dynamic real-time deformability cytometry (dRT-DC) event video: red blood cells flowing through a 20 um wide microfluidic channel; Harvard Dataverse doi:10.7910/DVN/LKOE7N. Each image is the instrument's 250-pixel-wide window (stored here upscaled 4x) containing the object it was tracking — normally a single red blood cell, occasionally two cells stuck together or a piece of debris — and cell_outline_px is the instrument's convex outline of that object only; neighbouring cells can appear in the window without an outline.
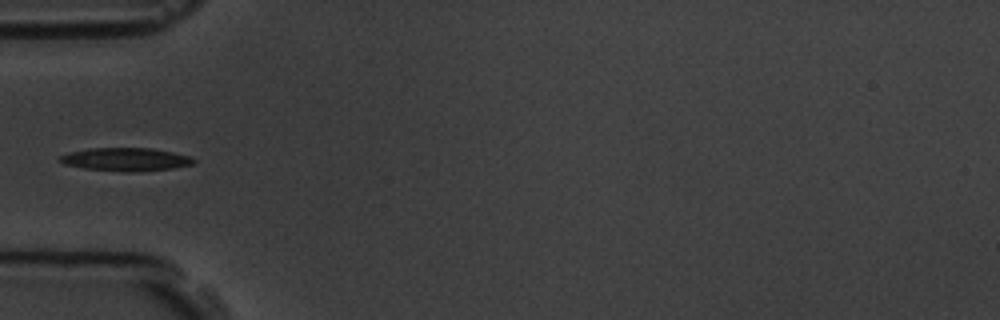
{"species": "common noctule bat (a hibernating species)", "species_latin": "Nyctalus noctula", "temperature_condition": "room temperature", "stored_images_in_passage": 11, "camera_frame_rate_fps": 3000, "um_per_image_px": 0.085, "animal": {"sex": "male", "body_mass_g": 19.5, "forearm_length_mm": 54.6}, "frame": {"image": 1, "passage_image": 5, "time_ms": 5.667, "image_size_px": [1000, 320], "cell_outline_px": [[196, 160], [192, 164], [172, 168], [132, 172], [124, 172], [84, 168], [64, 164], [56, 160], [60, 156], [68, 152], [88, 148], [152, 148], [192, 156]], "centroid_in_image_um": [10.66, 13.54], "position_along_channel_um": 74.3, "area_um2": 18.15}}
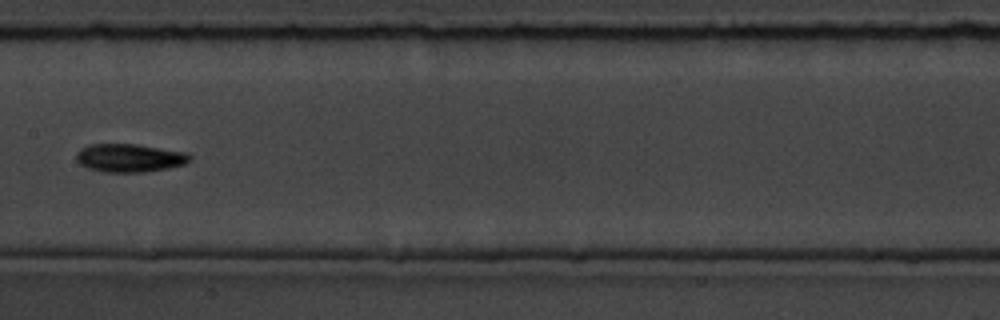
{"frame": {"image": 2, "passage_image": 8, "time_ms": 9.0, "image_size_px": [1000, 320], "cell_outline_px": [[192, 160], [184, 164], [168, 168], [144, 172], [104, 172], [88, 168], [80, 164], [76, 160], [76, 152], [80, 148], [88, 144], [136, 144], [188, 152], [192, 156]], "centroid_in_image_um": [11.02, 13.41], "position_along_channel_um": 196.4, "area_um2": 18.9}}
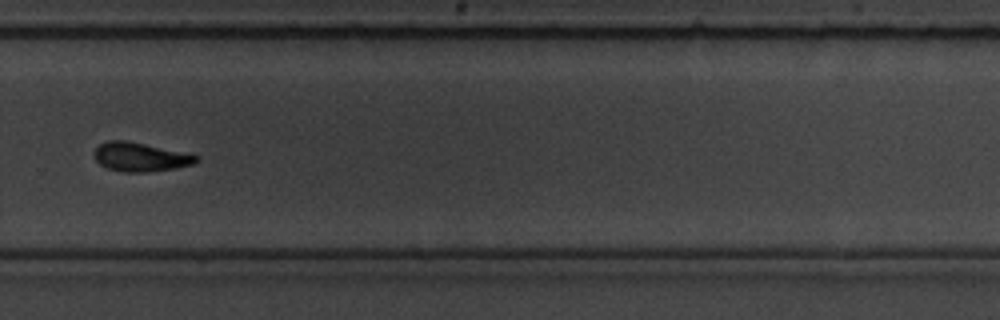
{"frame": {"image": 3, "passage_image": 11, "time_ms": 12.333, "image_size_px": [1000, 320], "cell_outline_px": [[200, 160], [192, 164], [176, 168], [144, 172], [124, 172], [108, 168], [100, 164], [96, 160], [92, 152], [100, 144], [108, 140], [128, 140], [192, 152], [200, 156]], "centroid_in_image_um": [12.0, 13.31], "position_along_channel_um": 317.8, "area_um2": 17.74}}